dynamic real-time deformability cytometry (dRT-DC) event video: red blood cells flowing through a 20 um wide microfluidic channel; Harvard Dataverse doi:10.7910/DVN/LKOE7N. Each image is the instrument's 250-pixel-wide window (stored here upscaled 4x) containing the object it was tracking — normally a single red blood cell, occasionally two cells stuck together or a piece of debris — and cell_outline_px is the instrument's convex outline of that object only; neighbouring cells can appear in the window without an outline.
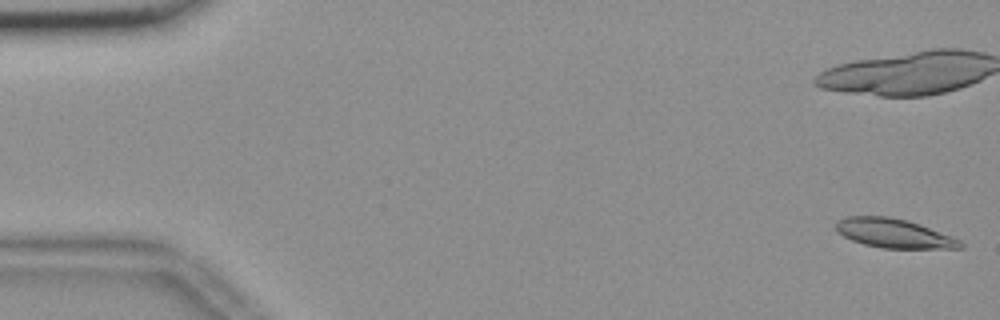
{"species": "common noctule bat (a hibernating species)", "species_latin": "Nyctalus noctula", "temperature_condition": "room temperature", "stored_images_in_passage": 41, "camera_frame_rate_fps": 3000, "um_per_image_px": 0.085, "animal": {"sex": "female", "body_mass_g": 18.4}, "frame": {"image": 1, "passage_image": 1, "time_ms": 0.0, "image_size_px": [1000, 320], "cell_outline_px": [[964, 248], [880, 248], [864, 244], [852, 240], [836, 232], [836, 220], [844, 216], [888, 216], [908, 220], [920, 224], [960, 240], [964, 244]], "centroid_in_image_um": [75.94, 19.82], "position_along_channel_um": 9.1, "area_um2": 21.15}}